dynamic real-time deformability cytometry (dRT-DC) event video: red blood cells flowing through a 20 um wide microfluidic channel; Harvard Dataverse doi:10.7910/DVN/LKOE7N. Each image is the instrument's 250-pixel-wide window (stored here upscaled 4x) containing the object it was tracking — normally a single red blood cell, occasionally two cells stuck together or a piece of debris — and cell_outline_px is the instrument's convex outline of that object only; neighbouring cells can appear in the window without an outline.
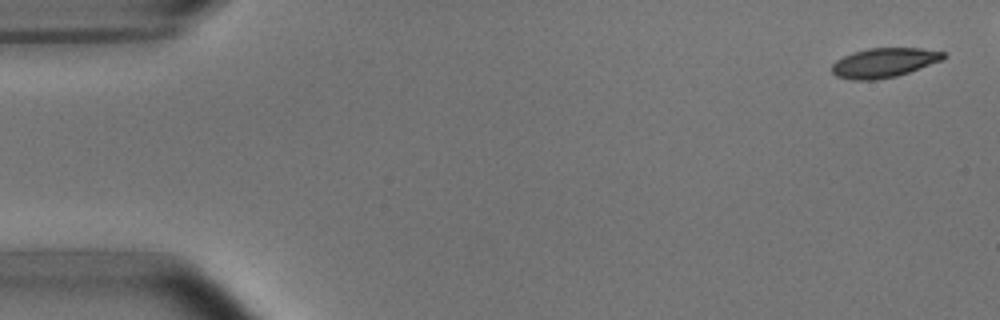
{"species": "common noctule bat (a hibernating species)", "species_latin": "Nyctalus noctula", "temperature_condition": "room temperature", "stored_images_in_passage": 6, "camera_frame_rate_fps": 3000, "um_per_image_px": 0.085, "animal": {"sex": "male", "body_mass_g": 15.6}, "frame": {"image": 1, "passage_image": 1, "time_ms": 0.0, "image_size_px": [1000, 320], "cell_outline_px": [[948, 56], [940, 60], [908, 72], [896, 76], [872, 80], [852, 80], [836, 76], [832, 72], [832, 64], [836, 60], [852, 52], [868, 48], [920, 48], [944, 52]], "centroid_in_image_um": [75.1, 5.32], "position_along_channel_um": 9.9, "area_um2": 18.96}}